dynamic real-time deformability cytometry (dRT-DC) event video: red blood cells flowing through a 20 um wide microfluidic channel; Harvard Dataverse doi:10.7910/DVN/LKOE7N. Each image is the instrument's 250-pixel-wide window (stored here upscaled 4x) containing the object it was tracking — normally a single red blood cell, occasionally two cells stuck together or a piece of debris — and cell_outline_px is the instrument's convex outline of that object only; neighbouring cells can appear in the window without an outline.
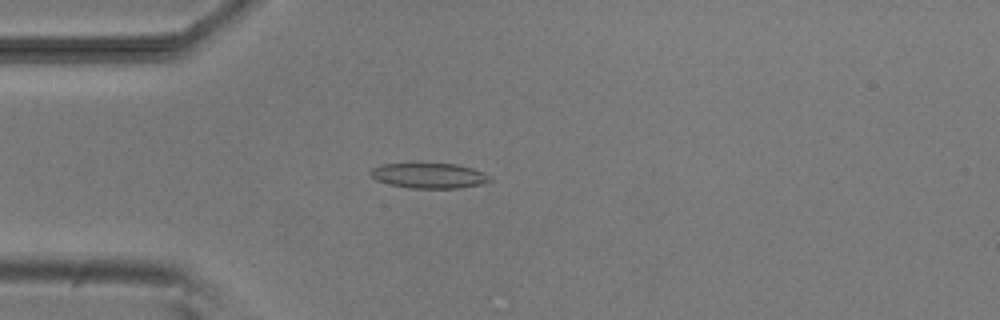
{"species": "common noctule bat (a hibernating species)", "species_latin": "Nyctalus noctula", "temperature_condition": "room temperature", "stored_images_in_passage": 49, "camera_frame_rate_fps": 3000, "um_per_image_px": 0.085, "animal": {"sex": "male", "body_mass_g": 20.5, "forearm_length_mm": 52.5}, "frame": {"image": 1, "passage_image": 10, "time_ms": 3.0, "image_size_px": [1000, 320], "cell_outline_px": [[492, 180], [484, 184], [456, 188], [408, 188], [388, 184], [376, 180], [368, 172], [372, 168], [384, 164], [412, 160], [420, 160], [456, 164], [472, 168], [484, 172]], "centroid_in_image_um": [36.41, 14.87], "position_along_channel_um": 48.6, "area_um2": 18.61}}
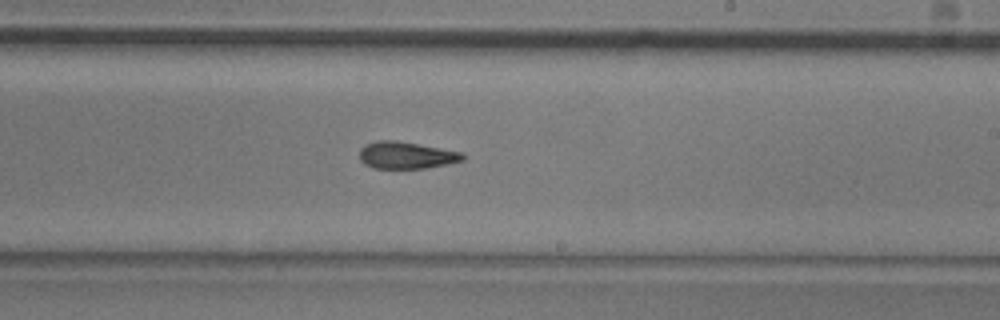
{"frame": {"image": 2, "passage_image": 27, "time_ms": 8.667, "image_size_px": [1000, 320], "cell_outline_px": [[464, 160], [424, 168], [372, 168], [364, 164], [360, 160], [360, 148], [364, 144], [376, 140], [396, 140], [464, 152]], "centroid_in_image_um": [34.49, 13.18], "position_along_channel_um": 254.5, "area_um2": 16.3}}
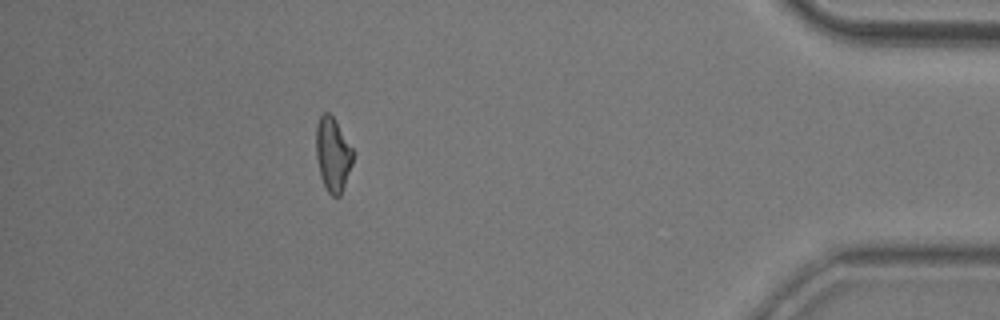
{"frame": {"image": 3, "passage_image": 43, "time_ms": 14.0, "image_size_px": [1000, 320], "cell_outline_px": [[352, 164], [340, 196], [332, 196], [328, 192], [320, 176], [316, 156], [316, 124], [320, 116], [324, 112], [328, 112], [332, 116], [352, 148]], "centroid_in_image_um": [28.26, 13.13], "position_along_channel_um": 406.9, "area_um2": 15.61}, "authors_computed_cell_mechanics": {"area_um2": 16.762, "velocity_mm_per_s": 3.8186, "shape_relaxation_time_tau1_ms": 9.3956, "shape_relaxation_time_tau2_ms": 4.0538, "deformation_change_tau1": 0.217, "deformation_change_tau2": 0.1206}}